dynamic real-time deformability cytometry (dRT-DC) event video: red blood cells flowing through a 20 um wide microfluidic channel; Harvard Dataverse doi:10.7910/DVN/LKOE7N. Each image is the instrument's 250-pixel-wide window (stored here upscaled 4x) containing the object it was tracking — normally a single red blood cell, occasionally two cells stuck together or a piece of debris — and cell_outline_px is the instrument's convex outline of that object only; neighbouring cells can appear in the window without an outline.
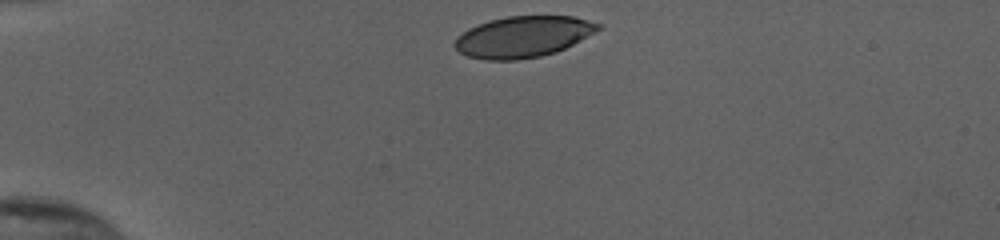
{"species": "human", "species_latin": "Homo sapiens", "temperature_condition": "cold", "stored_images_in_passage": 33, "camera_frame_rate_fps": 3000, "um_per_image_px": 0.085, "donor": {"sex": "female"}, "frame": {"image": 1, "passage_image": 1, "time_ms": 0.0, "image_size_px": [1000, 240], "cell_outline_px": [[600, 28], [596, 32], [556, 52], [540, 56], [516, 60], [484, 60], [468, 56], [460, 52], [452, 44], [456, 36], [468, 28], [488, 20], [508, 16], [572, 16], [588, 20], [600, 24]], "centroid_in_image_um": [44.41, 3.12], "position_along_channel_um": 40.6, "area_um2": 34.39}}
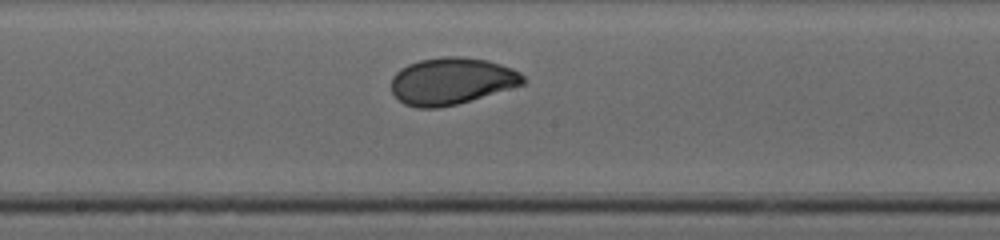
{"frame": {"image": 2, "passage_image": 18, "time_ms": 5.667, "image_size_px": [1000, 240], "cell_outline_px": [[524, 84], [456, 104], [436, 108], [416, 108], [404, 104], [392, 92], [392, 76], [400, 68], [408, 64], [420, 60], [440, 56], [460, 56], [488, 60], [512, 68], [520, 72], [524, 76]], "centroid_in_image_um": [38.36, 6.88], "position_along_channel_um": 209.8, "area_um2": 35.95}}
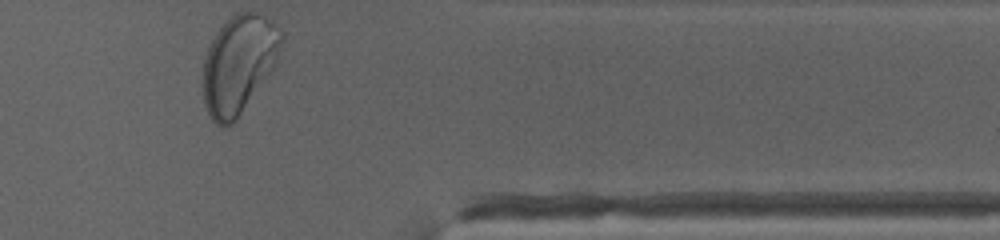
{"frame": {"image": 3, "passage_image": 33, "time_ms": 10.667, "image_size_px": [1000, 240], "cell_outline_px": [[280, 40], [276, 64], [236, 120], [232, 124], [224, 128], [220, 128], [212, 120], [204, 104], [200, 84], [200, 80], [204, 56], [216, 32], [236, 12], [260, 12], [280, 32]], "centroid_in_image_um": [20.2, 5.52], "position_along_channel_um": 391.2, "area_um2": 44.74}, "authors_computed_cell_mechanics": {"area_um2": 36.0094, "velocity_mm_per_s": 3.8493, "shape_relaxation_time_tau1_ms": 3.2628, "shape_relaxation_time_tau2_ms": null, "deformation_change_tau1": 0.141, "deformation_change_tau2": null}}